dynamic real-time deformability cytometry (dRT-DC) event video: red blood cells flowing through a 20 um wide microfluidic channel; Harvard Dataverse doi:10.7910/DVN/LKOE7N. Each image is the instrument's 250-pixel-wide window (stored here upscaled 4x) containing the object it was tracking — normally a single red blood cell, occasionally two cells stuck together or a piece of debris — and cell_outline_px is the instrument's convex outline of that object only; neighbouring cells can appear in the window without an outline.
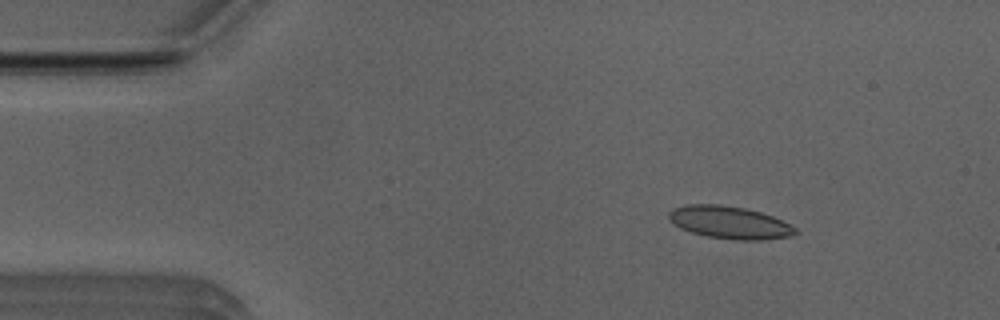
{"species": "Egyptian fruit bat (a non-hibernating species)", "species_latin": "Rousettus aegyptiacus", "temperature_condition": "room temperature", "stored_images_in_passage": 52, "segment_of_instrument_passage": [1, 2], "camera_frame_rate_fps": 3000, "um_per_image_px": 0.085, "animal": {"sex": "male"}, "frame": {"image": 1, "passage_image": 7, "time_ms": 2.0, "image_size_px": [1000, 320], "cell_outline_px": [[796, 232], [792, 236], [760, 240], [736, 240], [708, 236], [692, 232], [680, 228], [668, 216], [668, 212], [676, 208], [688, 204], [720, 204], [744, 208], [760, 212], [772, 216], [796, 228]], "centroid_in_image_um": [62.02, 18.91], "position_along_channel_um": 23.0, "area_um2": 23.58}}
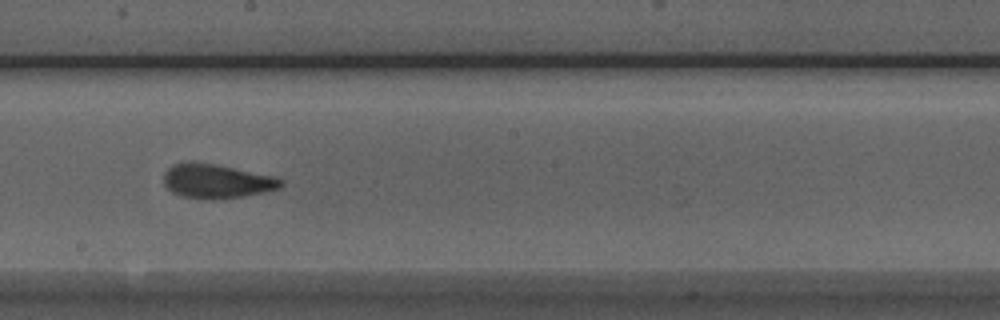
{"frame": {"image": 2, "passage_image": 28, "time_ms": 9.0, "image_size_px": [1000, 320], "cell_outline_px": [[284, 184], [280, 188], [264, 192], [244, 196], [212, 200], [180, 196], [172, 192], [164, 184], [164, 172], [172, 164], [192, 160], [216, 164], [276, 176], [284, 180]], "centroid_in_image_um": [18.42, 15.38], "position_along_channel_um": 229.8, "area_um2": 23.81}}
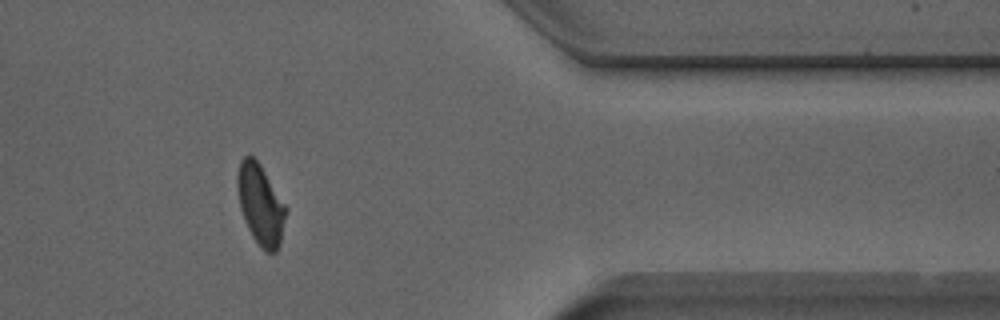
{"frame": {"image": 3, "passage_image": 42, "time_ms": 13.667, "image_size_px": [1000, 320], "cell_outline_px": [[288, 212], [280, 244], [276, 252], [264, 252], [252, 236], [248, 228], [240, 208], [236, 184], [236, 176], [240, 160], [244, 156], [252, 156], [260, 164], [288, 208]], "centroid_in_image_um": [22.16, 17.4], "position_along_channel_um": 389.2, "area_um2": 23.0}}